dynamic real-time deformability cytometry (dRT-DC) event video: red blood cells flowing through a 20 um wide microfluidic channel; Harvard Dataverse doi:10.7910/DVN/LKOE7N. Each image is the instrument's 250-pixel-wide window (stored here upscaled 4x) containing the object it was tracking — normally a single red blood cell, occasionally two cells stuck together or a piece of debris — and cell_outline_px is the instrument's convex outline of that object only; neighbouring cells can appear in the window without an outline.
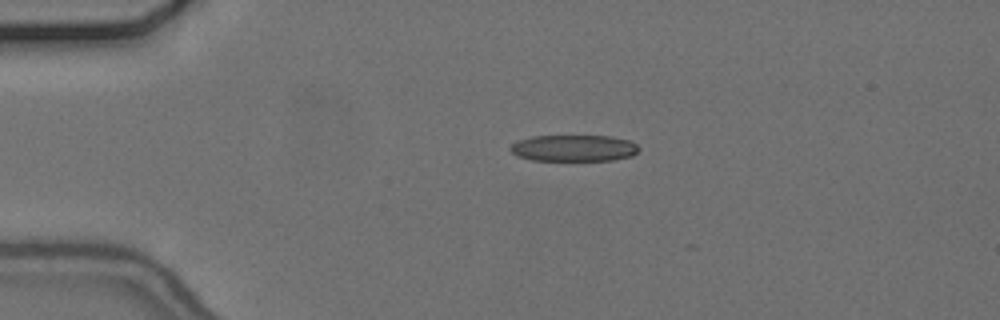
{"species": "common noctule bat (a hibernating species)", "species_latin": "Nyctalus noctula", "temperature_condition": "cold", "stored_images_in_passage": 36, "camera_frame_rate_fps": 3000, "um_per_image_px": 0.085, "animal": {"sex": "female", "body_mass_g": 24.6, "forearm_length_mm": 56.2}, "frame": {"image": 1, "passage_image": 1, "time_ms": 0.0, "image_size_px": [1000, 320], "cell_outline_px": [[640, 148], [632, 156], [612, 160], [532, 160], [516, 156], [508, 148], [516, 140], [532, 136], [612, 136], [628, 140], [636, 144]], "centroid_in_image_um": [48.74, 12.58], "position_along_channel_um": 36.3, "area_um2": 19.88}}
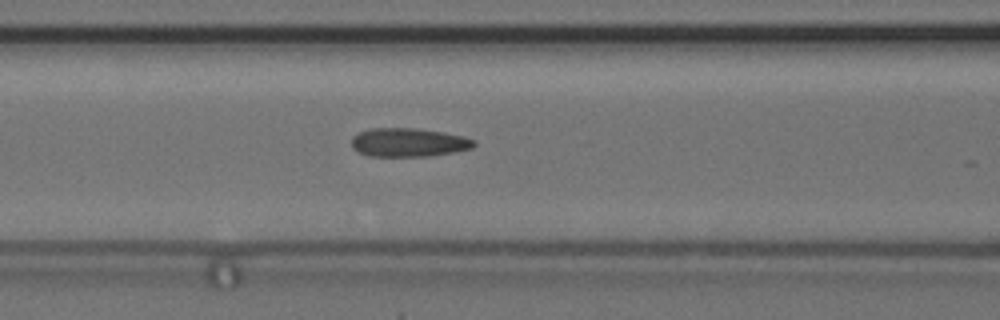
{"frame": {"image": 2, "passage_image": 12, "time_ms": 3.667, "image_size_px": [1000, 320], "cell_outline_px": [[476, 144], [472, 148], [452, 152], [428, 156], [368, 156], [352, 148], [352, 136], [368, 128], [416, 128], [444, 132], [464, 136], [476, 140]], "centroid_in_image_um": [34.73, 12.09], "position_along_channel_um": 131.9, "area_um2": 20.52}}
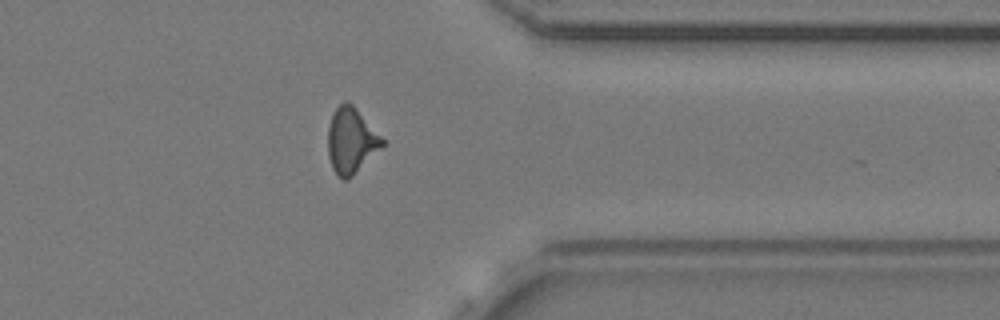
{"frame": {"image": 3, "passage_image": 33, "time_ms": 10.667, "image_size_px": [1000, 320], "cell_outline_px": [[384, 144], [348, 180], [344, 180], [336, 176], [332, 168], [328, 156], [328, 128], [332, 112], [344, 100], [348, 100], [352, 104], [384, 140]], "centroid_in_image_um": [29.8, 11.95], "position_along_channel_um": 381.6, "area_um2": 20.58}, "authors_computed_cell_mechanics": {"area_um2": 20.3456, "velocity_mm_per_s": 3.6883, "shape_relaxation_time_tau1_ms": null, "shape_relaxation_time_tau2_ms": 2.2112, "deformation_change_tau1": null, "deformation_change_tau2": 0.0915}}